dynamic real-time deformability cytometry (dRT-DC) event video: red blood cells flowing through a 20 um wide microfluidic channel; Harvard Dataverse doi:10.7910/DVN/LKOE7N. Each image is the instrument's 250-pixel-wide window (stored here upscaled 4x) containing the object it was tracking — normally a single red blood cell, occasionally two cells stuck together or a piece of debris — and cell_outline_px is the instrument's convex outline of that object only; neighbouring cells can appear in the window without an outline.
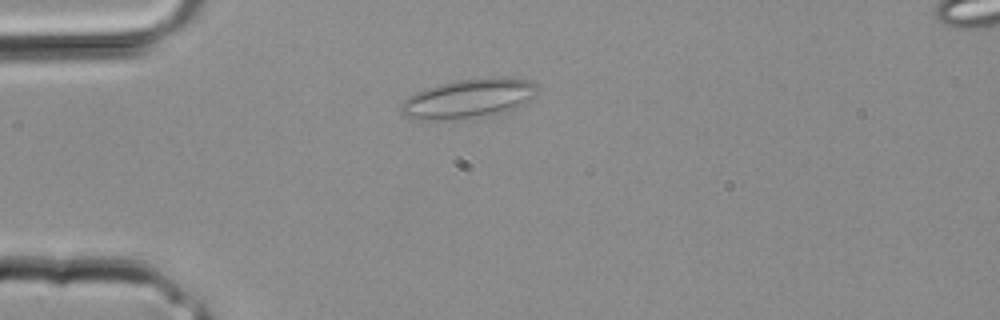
{"species": "common noctule bat (a hibernating species)", "species_latin": "Nyctalus noctula", "temperature_condition": "room temperature", "stored_images_in_passage": 31, "camera_frame_rate_fps": 3000, "um_per_image_px": 0.085, "animal": {"sex": "male", "body_mass_g": 20.4}, "frame": {"image": 1, "passage_image": 6, "time_ms": 1.667, "image_size_px": [1000, 320], "cell_outline_px": [[536, 84], [532, 96], [528, 100], [516, 108], [504, 112], [472, 116], [424, 120], [420, 120], [404, 116], [400, 112], [400, 104], [408, 96], [428, 88], [440, 84], [456, 80], [488, 76], [508, 76], [532, 80]], "centroid_in_image_um": [39.82, 8.32], "position_along_channel_um": 45.2, "area_um2": 30.75}}
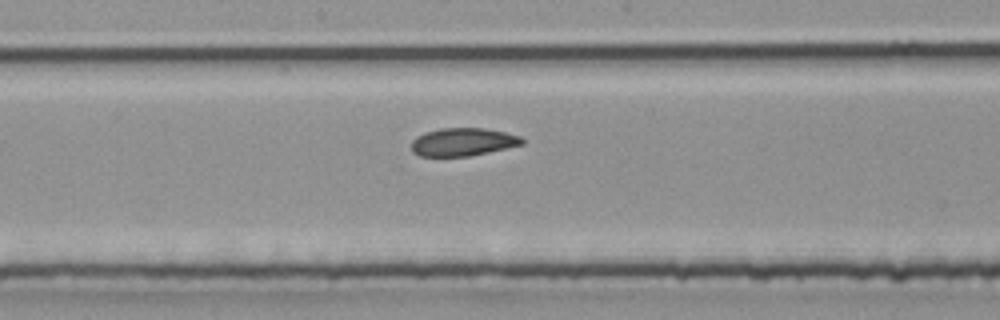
{"frame": {"image": 2, "passage_image": 15, "time_ms": 4.667, "image_size_px": [1000, 320], "cell_outline_px": [[524, 144], [488, 152], [468, 156], [420, 156], [412, 152], [412, 140], [416, 136], [424, 132], [440, 128], [484, 128], [504, 132], [520, 136], [524, 140]], "centroid_in_image_um": [39.32, 12.06], "position_along_channel_um": 208.9, "area_um2": 18.03}}
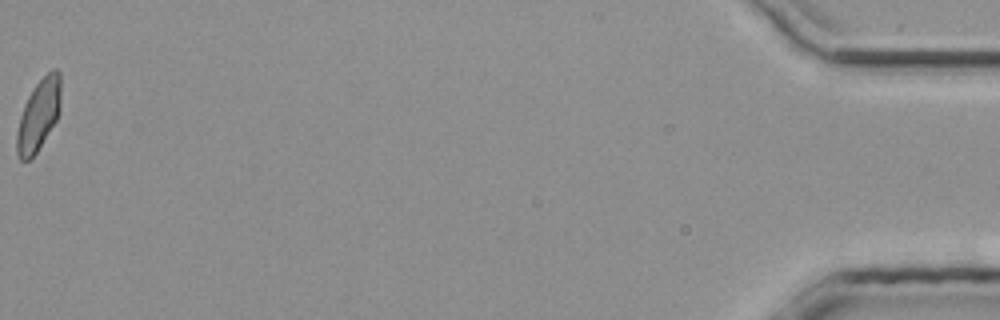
{"frame": {"image": 3, "passage_image": 31, "time_ms": 10.0, "image_size_px": [1000, 320], "cell_outline_px": [[60, 108], [56, 120], [36, 152], [28, 160], [20, 160], [16, 152], [16, 132], [20, 116], [24, 104], [28, 96], [36, 84], [52, 68], [56, 68], [60, 72]], "centroid_in_image_um": [3.27, 9.75], "position_along_channel_um": 431.9, "area_um2": 18.09}}